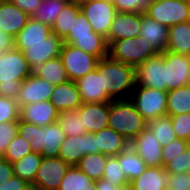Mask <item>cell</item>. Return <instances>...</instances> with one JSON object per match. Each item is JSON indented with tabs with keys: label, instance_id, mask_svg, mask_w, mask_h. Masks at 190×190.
Wrapping results in <instances>:
<instances>
[{
	"label": "cell",
	"instance_id": "10",
	"mask_svg": "<svg viewBox=\"0 0 190 190\" xmlns=\"http://www.w3.org/2000/svg\"><path fill=\"white\" fill-rule=\"evenodd\" d=\"M165 83L167 92L186 85H190V56L174 53L171 51L162 52Z\"/></svg>",
	"mask_w": 190,
	"mask_h": 190
},
{
	"label": "cell",
	"instance_id": "13",
	"mask_svg": "<svg viewBox=\"0 0 190 190\" xmlns=\"http://www.w3.org/2000/svg\"><path fill=\"white\" fill-rule=\"evenodd\" d=\"M136 84L167 92L162 53L149 57L135 68Z\"/></svg>",
	"mask_w": 190,
	"mask_h": 190
},
{
	"label": "cell",
	"instance_id": "11",
	"mask_svg": "<svg viewBox=\"0 0 190 190\" xmlns=\"http://www.w3.org/2000/svg\"><path fill=\"white\" fill-rule=\"evenodd\" d=\"M81 11L85 14L91 28L97 34L106 38L117 13L112 2L105 0H91L81 6Z\"/></svg>",
	"mask_w": 190,
	"mask_h": 190
},
{
	"label": "cell",
	"instance_id": "21",
	"mask_svg": "<svg viewBox=\"0 0 190 190\" xmlns=\"http://www.w3.org/2000/svg\"><path fill=\"white\" fill-rule=\"evenodd\" d=\"M78 110L86 133H95L108 127L109 102L82 103Z\"/></svg>",
	"mask_w": 190,
	"mask_h": 190
},
{
	"label": "cell",
	"instance_id": "5",
	"mask_svg": "<svg viewBox=\"0 0 190 190\" xmlns=\"http://www.w3.org/2000/svg\"><path fill=\"white\" fill-rule=\"evenodd\" d=\"M63 43L71 44L99 59L108 55L106 38L97 34L91 28L85 14L80 10L72 25V32L63 39Z\"/></svg>",
	"mask_w": 190,
	"mask_h": 190
},
{
	"label": "cell",
	"instance_id": "49",
	"mask_svg": "<svg viewBox=\"0 0 190 190\" xmlns=\"http://www.w3.org/2000/svg\"><path fill=\"white\" fill-rule=\"evenodd\" d=\"M13 175V165L3 157H0V186L10 180Z\"/></svg>",
	"mask_w": 190,
	"mask_h": 190
},
{
	"label": "cell",
	"instance_id": "22",
	"mask_svg": "<svg viewBox=\"0 0 190 190\" xmlns=\"http://www.w3.org/2000/svg\"><path fill=\"white\" fill-rule=\"evenodd\" d=\"M30 16L9 0L0 3V29L15 38Z\"/></svg>",
	"mask_w": 190,
	"mask_h": 190
},
{
	"label": "cell",
	"instance_id": "14",
	"mask_svg": "<svg viewBox=\"0 0 190 190\" xmlns=\"http://www.w3.org/2000/svg\"><path fill=\"white\" fill-rule=\"evenodd\" d=\"M95 153H99V149H96L94 133L90 132L84 135L66 136L58 157L70 166H76L82 157Z\"/></svg>",
	"mask_w": 190,
	"mask_h": 190
},
{
	"label": "cell",
	"instance_id": "31",
	"mask_svg": "<svg viewBox=\"0 0 190 190\" xmlns=\"http://www.w3.org/2000/svg\"><path fill=\"white\" fill-rule=\"evenodd\" d=\"M190 113V85L167 92V116Z\"/></svg>",
	"mask_w": 190,
	"mask_h": 190
},
{
	"label": "cell",
	"instance_id": "46",
	"mask_svg": "<svg viewBox=\"0 0 190 190\" xmlns=\"http://www.w3.org/2000/svg\"><path fill=\"white\" fill-rule=\"evenodd\" d=\"M190 165V146L183 153L174 157L164 168L169 173H185Z\"/></svg>",
	"mask_w": 190,
	"mask_h": 190
},
{
	"label": "cell",
	"instance_id": "36",
	"mask_svg": "<svg viewBox=\"0 0 190 190\" xmlns=\"http://www.w3.org/2000/svg\"><path fill=\"white\" fill-rule=\"evenodd\" d=\"M147 128L156 135L162 146H166L177 139L170 116L158 117L148 121Z\"/></svg>",
	"mask_w": 190,
	"mask_h": 190
},
{
	"label": "cell",
	"instance_id": "19",
	"mask_svg": "<svg viewBox=\"0 0 190 190\" xmlns=\"http://www.w3.org/2000/svg\"><path fill=\"white\" fill-rule=\"evenodd\" d=\"M82 103L111 102L112 100L104 92L103 76L97 69L76 81Z\"/></svg>",
	"mask_w": 190,
	"mask_h": 190
},
{
	"label": "cell",
	"instance_id": "43",
	"mask_svg": "<svg viewBox=\"0 0 190 190\" xmlns=\"http://www.w3.org/2000/svg\"><path fill=\"white\" fill-rule=\"evenodd\" d=\"M18 134V121L0 123V157L6 153L10 142Z\"/></svg>",
	"mask_w": 190,
	"mask_h": 190
},
{
	"label": "cell",
	"instance_id": "42",
	"mask_svg": "<svg viewBox=\"0 0 190 190\" xmlns=\"http://www.w3.org/2000/svg\"><path fill=\"white\" fill-rule=\"evenodd\" d=\"M190 146V142L184 139L177 138L171 141L168 145L162 146V162L165 167L174 157L183 153Z\"/></svg>",
	"mask_w": 190,
	"mask_h": 190
},
{
	"label": "cell",
	"instance_id": "15",
	"mask_svg": "<svg viewBox=\"0 0 190 190\" xmlns=\"http://www.w3.org/2000/svg\"><path fill=\"white\" fill-rule=\"evenodd\" d=\"M62 44L63 40L53 33L41 43L26 44L23 54L30 69L34 72L47 60L59 57Z\"/></svg>",
	"mask_w": 190,
	"mask_h": 190
},
{
	"label": "cell",
	"instance_id": "26",
	"mask_svg": "<svg viewBox=\"0 0 190 190\" xmlns=\"http://www.w3.org/2000/svg\"><path fill=\"white\" fill-rule=\"evenodd\" d=\"M51 34V26L30 17L25 27L14 38V48L23 52L26 44L41 43Z\"/></svg>",
	"mask_w": 190,
	"mask_h": 190
},
{
	"label": "cell",
	"instance_id": "8",
	"mask_svg": "<svg viewBox=\"0 0 190 190\" xmlns=\"http://www.w3.org/2000/svg\"><path fill=\"white\" fill-rule=\"evenodd\" d=\"M144 13L169 28L189 21L190 3L188 0H151Z\"/></svg>",
	"mask_w": 190,
	"mask_h": 190
},
{
	"label": "cell",
	"instance_id": "45",
	"mask_svg": "<svg viewBox=\"0 0 190 190\" xmlns=\"http://www.w3.org/2000/svg\"><path fill=\"white\" fill-rule=\"evenodd\" d=\"M151 0H113L117 12L144 13Z\"/></svg>",
	"mask_w": 190,
	"mask_h": 190
},
{
	"label": "cell",
	"instance_id": "7",
	"mask_svg": "<svg viewBox=\"0 0 190 190\" xmlns=\"http://www.w3.org/2000/svg\"><path fill=\"white\" fill-rule=\"evenodd\" d=\"M129 99L147 122L167 116V92L163 90L136 84Z\"/></svg>",
	"mask_w": 190,
	"mask_h": 190
},
{
	"label": "cell",
	"instance_id": "47",
	"mask_svg": "<svg viewBox=\"0 0 190 190\" xmlns=\"http://www.w3.org/2000/svg\"><path fill=\"white\" fill-rule=\"evenodd\" d=\"M167 190H190V177L185 173H169Z\"/></svg>",
	"mask_w": 190,
	"mask_h": 190
},
{
	"label": "cell",
	"instance_id": "39",
	"mask_svg": "<svg viewBox=\"0 0 190 190\" xmlns=\"http://www.w3.org/2000/svg\"><path fill=\"white\" fill-rule=\"evenodd\" d=\"M103 179L109 181L112 185L127 189L130 186V182L123 173L119 164L118 155L108 156L104 169Z\"/></svg>",
	"mask_w": 190,
	"mask_h": 190
},
{
	"label": "cell",
	"instance_id": "33",
	"mask_svg": "<svg viewBox=\"0 0 190 190\" xmlns=\"http://www.w3.org/2000/svg\"><path fill=\"white\" fill-rule=\"evenodd\" d=\"M42 158L41 154L31 152L20 160L12 163L14 175L20 177L28 184H33Z\"/></svg>",
	"mask_w": 190,
	"mask_h": 190
},
{
	"label": "cell",
	"instance_id": "56",
	"mask_svg": "<svg viewBox=\"0 0 190 190\" xmlns=\"http://www.w3.org/2000/svg\"><path fill=\"white\" fill-rule=\"evenodd\" d=\"M59 1H62L64 3H66V4L72 3V0H59Z\"/></svg>",
	"mask_w": 190,
	"mask_h": 190
},
{
	"label": "cell",
	"instance_id": "29",
	"mask_svg": "<svg viewBox=\"0 0 190 190\" xmlns=\"http://www.w3.org/2000/svg\"><path fill=\"white\" fill-rule=\"evenodd\" d=\"M118 160L129 182L137 178L147 168L145 162L130 144L118 155Z\"/></svg>",
	"mask_w": 190,
	"mask_h": 190
},
{
	"label": "cell",
	"instance_id": "34",
	"mask_svg": "<svg viewBox=\"0 0 190 190\" xmlns=\"http://www.w3.org/2000/svg\"><path fill=\"white\" fill-rule=\"evenodd\" d=\"M80 10V6L72 3L65 4L55 23L51 27L52 33L63 40L69 32H72L74 19L77 18Z\"/></svg>",
	"mask_w": 190,
	"mask_h": 190
},
{
	"label": "cell",
	"instance_id": "23",
	"mask_svg": "<svg viewBox=\"0 0 190 190\" xmlns=\"http://www.w3.org/2000/svg\"><path fill=\"white\" fill-rule=\"evenodd\" d=\"M49 101L54 104L59 113L78 109L82 105L76 82L71 80L55 85Z\"/></svg>",
	"mask_w": 190,
	"mask_h": 190
},
{
	"label": "cell",
	"instance_id": "48",
	"mask_svg": "<svg viewBox=\"0 0 190 190\" xmlns=\"http://www.w3.org/2000/svg\"><path fill=\"white\" fill-rule=\"evenodd\" d=\"M11 3L18 6L22 11L27 13L30 17L35 13L43 0H9Z\"/></svg>",
	"mask_w": 190,
	"mask_h": 190
},
{
	"label": "cell",
	"instance_id": "12",
	"mask_svg": "<svg viewBox=\"0 0 190 190\" xmlns=\"http://www.w3.org/2000/svg\"><path fill=\"white\" fill-rule=\"evenodd\" d=\"M69 167L60 157H43L33 185L38 190H58Z\"/></svg>",
	"mask_w": 190,
	"mask_h": 190
},
{
	"label": "cell",
	"instance_id": "25",
	"mask_svg": "<svg viewBox=\"0 0 190 190\" xmlns=\"http://www.w3.org/2000/svg\"><path fill=\"white\" fill-rule=\"evenodd\" d=\"M169 172L164 167H147L130 182V190H167Z\"/></svg>",
	"mask_w": 190,
	"mask_h": 190
},
{
	"label": "cell",
	"instance_id": "35",
	"mask_svg": "<svg viewBox=\"0 0 190 190\" xmlns=\"http://www.w3.org/2000/svg\"><path fill=\"white\" fill-rule=\"evenodd\" d=\"M107 157L102 153L87 154L76 166L93 181H97L103 177Z\"/></svg>",
	"mask_w": 190,
	"mask_h": 190
},
{
	"label": "cell",
	"instance_id": "30",
	"mask_svg": "<svg viewBox=\"0 0 190 190\" xmlns=\"http://www.w3.org/2000/svg\"><path fill=\"white\" fill-rule=\"evenodd\" d=\"M33 73L53 85H59L69 80L60 57L47 60Z\"/></svg>",
	"mask_w": 190,
	"mask_h": 190
},
{
	"label": "cell",
	"instance_id": "3",
	"mask_svg": "<svg viewBox=\"0 0 190 190\" xmlns=\"http://www.w3.org/2000/svg\"><path fill=\"white\" fill-rule=\"evenodd\" d=\"M32 73L21 50L0 54V96L17 100L21 82Z\"/></svg>",
	"mask_w": 190,
	"mask_h": 190
},
{
	"label": "cell",
	"instance_id": "55",
	"mask_svg": "<svg viewBox=\"0 0 190 190\" xmlns=\"http://www.w3.org/2000/svg\"><path fill=\"white\" fill-rule=\"evenodd\" d=\"M185 174L190 177V165L188 166V169L186 170Z\"/></svg>",
	"mask_w": 190,
	"mask_h": 190
},
{
	"label": "cell",
	"instance_id": "54",
	"mask_svg": "<svg viewBox=\"0 0 190 190\" xmlns=\"http://www.w3.org/2000/svg\"><path fill=\"white\" fill-rule=\"evenodd\" d=\"M23 190H38L33 184H29Z\"/></svg>",
	"mask_w": 190,
	"mask_h": 190
},
{
	"label": "cell",
	"instance_id": "20",
	"mask_svg": "<svg viewBox=\"0 0 190 190\" xmlns=\"http://www.w3.org/2000/svg\"><path fill=\"white\" fill-rule=\"evenodd\" d=\"M19 112V119L21 121L41 127L57 122L59 115L54 104L50 101L23 105L20 107Z\"/></svg>",
	"mask_w": 190,
	"mask_h": 190
},
{
	"label": "cell",
	"instance_id": "24",
	"mask_svg": "<svg viewBox=\"0 0 190 190\" xmlns=\"http://www.w3.org/2000/svg\"><path fill=\"white\" fill-rule=\"evenodd\" d=\"M139 36L149 42L157 53L167 50L168 27L142 13V24Z\"/></svg>",
	"mask_w": 190,
	"mask_h": 190
},
{
	"label": "cell",
	"instance_id": "16",
	"mask_svg": "<svg viewBox=\"0 0 190 190\" xmlns=\"http://www.w3.org/2000/svg\"><path fill=\"white\" fill-rule=\"evenodd\" d=\"M131 147L145 162L147 167H163L162 145L148 128L140 132L131 141Z\"/></svg>",
	"mask_w": 190,
	"mask_h": 190
},
{
	"label": "cell",
	"instance_id": "53",
	"mask_svg": "<svg viewBox=\"0 0 190 190\" xmlns=\"http://www.w3.org/2000/svg\"><path fill=\"white\" fill-rule=\"evenodd\" d=\"M91 0H72V4H75L77 6H82L86 3H89Z\"/></svg>",
	"mask_w": 190,
	"mask_h": 190
},
{
	"label": "cell",
	"instance_id": "2",
	"mask_svg": "<svg viewBox=\"0 0 190 190\" xmlns=\"http://www.w3.org/2000/svg\"><path fill=\"white\" fill-rule=\"evenodd\" d=\"M18 134L30 143L32 152L46 158L58 157L66 138L57 122L41 127L19 119Z\"/></svg>",
	"mask_w": 190,
	"mask_h": 190
},
{
	"label": "cell",
	"instance_id": "51",
	"mask_svg": "<svg viewBox=\"0 0 190 190\" xmlns=\"http://www.w3.org/2000/svg\"><path fill=\"white\" fill-rule=\"evenodd\" d=\"M14 48V38L0 29V54Z\"/></svg>",
	"mask_w": 190,
	"mask_h": 190
},
{
	"label": "cell",
	"instance_id": "9",
	"mask_svg": "<svg viewBox=\"0 0 190 190\" xmlns=\"http://www.w3.org/2000/svg\"><path fill=\"white\" fill-rule=\"evenodd\" d=\"M59 57L71 81H76L78 78L94 71L99 61L97 56L84 52L67 43L62 44Z\"/></svg>",
	"mask_w": 190,
	"mask_h": 190
},
{
	"label": "cell",
	"instance_id": "6",
	"mask_svg": "<svg viewBox=\"0 0 190 190\" xmlns=\"http://www.w3.org/2000/svg\"><path fill=\"white\" fill-rule=\"evenodd\" d=\"M157 52L149 42L141 36L130 39H120L114 41L108 47V55L117 61L134 66L135 68Z\"/></svg>",
	"mask_w": 190,
	"mask_h": 190
},
{
	"label": "cell",
	"instance_id": "50",
	"mask_svg": "<svg viewBox=\"0 0 190 190\" xmlns=\"http://www.w3.org/2000/svg\"><path fill=\"white\" fill-rule=\"evenodd\" d=\"M29 184L20 177L13 175L10 180L0 186V190H23Z\"/></svg>",
	"mask_w": 190,
	"mask_h": 190
},
{
	"label": "cell",
	"instance_id": "1",
	"mask_svg": "<svg viewBox=\"0 0 190 190\" xmlns=\"http://www.w3.org/2000/svg\"><path fill=\"white\" fill-rule=\"evenodd\" d=\"M96 69L103 76L104 92L111 100L131 96L136 85L135 67L112 59H99ZM129 93V94H128Z\"/></svg>",
	"mask_w": 190,
	"mask_h": 190
},
{
	"label": "cell",
	"instance_id": "37",
	"mask_svg": "<svg viewBox=\"0 0 190 190\" xmlns=\"http://www.w3.org/2000/svg\"><path fill=\"white\" fill-rule=\"evenodd\" d=\"M57 123L66 136L84 135L86 133V127L82 123L78 109L60 112Z\"/></svg>",
	"mask_w": 190,
	"mask_h": 190
},
{
	"label": "cell",
	"instance_id": "44",
	"mask_svg": "<svg viewBox=\"0 0 190 190\" xmlns=\"http://www.w3.org/2000/svg\"><path fill=\"white\" fill-rule=\"evenodd\" d=\"M170 118L177 138L190 142V113L170 116Z\"/></svg>",
	"mask_w": 190,
	"mask_h": 190
},
{
	"label": "cell",
	"instance_id": "4",
	"mask_svg": "<svg viewBox=\"0 0 190 190\" xmlns=\"http://www.w3.org/2000/svg\"><path fill=\"white\" fill-rule=\"evenodd\" d=\"M147 121L129 98L109 102L108 127L131 141L147 128Z\"/></svg>",
	"mask_w": 190,
	"mask_h": 190
},
{
	"label": "cell",
	"instance_id": "27",
	"mask_svg": "<svg viewBox=\"0 0 190 190\" xmlns=\"http://www.w3.org/2000/svg\"><path fill=\"white\" fill-rule=\"evenodd\" d=\"M96 138V149L99 153L107 156L119 155L128 145L129 140L110 127L94 133Z\"/></svg>",
	"mask_w": 190,
	"mask_h": 190
},
{
	"label": "cell",
	"instance_id": "38",
	"mask_svg": "<svg viewBox=\"0 0 190 190\" xmlns=\"http://www.w3.org/2000/svg\"><path fill=\"white\" fill-rule=\"evenodd\" d=\"M65 4L59 0H43L31 18L52 27Z\"/></svg>",
	"mask_w": 190,
	"mask_h": 190
},
{
	"label": "cell",
	"instance_id": "18",
	"mask_svg": "<svg viewBox=\"0 0 190 190\" xmlns=\"http://www.w3.org/2000/svg\"><path fill=\"white\" fill-rule=\"evenodd\" d=\"M54 87L55 85L32 73L21 82L19 96L16 100L19 108L35 102L49 101Z\"/></svg>",
	"mask_w": 190,
	"mask_h": 190
},
{
	"label": "cell",
	"instance_id": "17",
	"mask_svg": "<svg viewBox=\"0 0 190 190\" xmlns=\"http://www.w3.org/2000/svg\"><path fill=\"white\" fill-rule=\"evenodd\" d=\"M142 24V13L117 12L107 35L108 47L117 40L139 36Z\"/></svg>",
	"mask_w": 190,
	"mask_h": 190
},
{
	"label": "cell",
	"instance_id": "28",
	"mask_svg": "<svg viewBox=\"0 0 190 190\" xmlns=\"http://www.w3.org/2000/svg\"><path fill=\"white\" fill-rule=\"evenodd\" d=\"M167 50L190 56V22H183L168 28Z\"/></svg>",
	"mask_w": 190,
	"mask_h": 190
},
{
	"label": "cell",
	"instance_id": "40",
	"mask_svg": "<svg viewBox=\"0 0 190 190\" xmlns=\"http://www.w3.org/2000/svg\"><path fill=\"white\" fill-rule=\"evenodd\" d=\"M30 143L24 139L20 134H17L10 142L6 153L3 158L11 164L20 160L27 154L31 153Z\"/></svg>",
	"mask_w": 190,
	"mask_h": 190
},
{
	"label": "cell",
	"instance_id": "32",
	"mask_svg": "<svg viewBox=\"0 0 190 190\" xmlns=\"http://www.w3.org/2000/svg\"><path fill=\"white\" fill-rule=\"evenodd\" d=\"M58 190H96L95 181L77 166H70Z\"/></svg>",
	"mask_w": 190,
	"mask_h": 190
},
{
	"label": "cell",
	"instance_id": "41",
	"mask_svg": "<svg viewBox=\"0 0 190 190\" xmlns=\"http://www.w3.org/2000/svg\"><path fill=\"white\" fill-rule=\"evenodd\" d=\"M18 102L6 96H0V123L19 121Z\"/></svg>",
	"mask_w": 190,
	"mask_h": 190
},
{
	"label": "cell",
	"instance_id": "52",
	"mask_svg": "<svg viewBox=\"0 0 190 190\" xmlns=\"http://www.w3.org/2000/svg\"><path fill=\"white\" fill-rule=\"evenodd\" d=\"M96 190H125L124 188L112 185L109 181L105 179H100L95 181Z\"/></svg>",
	"mask_w": 190,
	"mask_h": 190
}]
</instances>
